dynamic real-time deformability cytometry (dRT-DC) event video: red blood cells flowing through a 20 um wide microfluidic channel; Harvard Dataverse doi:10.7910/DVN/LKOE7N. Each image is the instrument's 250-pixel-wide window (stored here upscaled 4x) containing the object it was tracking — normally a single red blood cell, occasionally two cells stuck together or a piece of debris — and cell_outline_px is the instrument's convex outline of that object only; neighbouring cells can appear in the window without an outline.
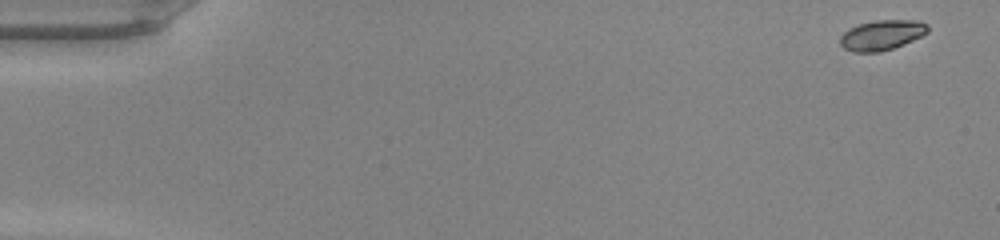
{"species": "common noctule bat (a hibernating species)", "species_latin": "Nyctalus noctula", "temperature_condition": "warm", "stored_images_in_passage": 48, "camera_frame_rate_fps": 3000, "um_per_image_px": 0.085, "animal": {"sex": "male", "body_mass_g": 20.0, "forearm_length_mm": 53.3}, "frame": {"image": 1, "passage_image": 1, "time_ms": 0.0, "image_size_px": [1000, 240], "cell_outline_px": [[928, 32], [904, 44], [880, 52], [852, 52], [844, 48], [840, 44], [840, 36], [848, 28], [860, 24], [876, 20], [920, 20], [928, 24]], "centroid_in_image_um": [74.95, 2.97], "position_along_channel_um": 10.1, "area_um2": 15.37}}
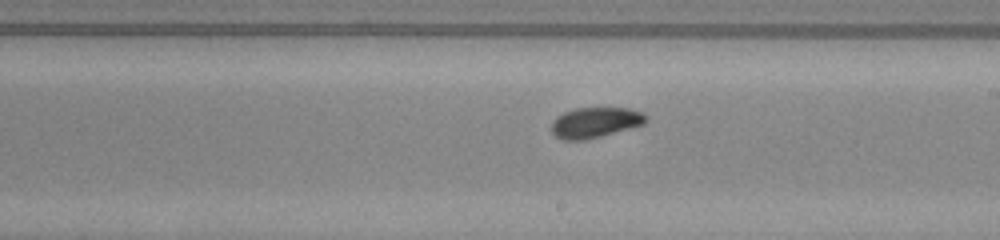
{"frame": {"image": 2, "passage_image": 28, "time_ms": 9.0, "image_size_px": [1000, 240], "cell_outline_px": [[648, 120], [644, 124], [600, 136], [584, 140], [560, 140], [552, 132], [552, 120], [556, 116], [564, 112], [576, 108], [628, 108], [640, 112], [648, 116]], "centroid_in_image_um": [50.57, 10.41], "position_along_channel_um": 238.4, "area_um2": 16.7}}
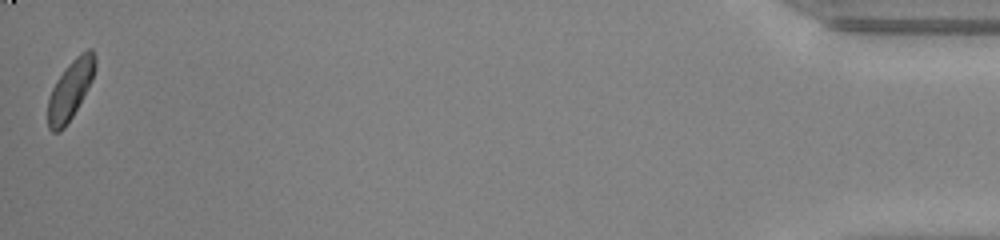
{"frame": {"image": 3, "passage_image": 48, "time_ms": 15.667, "image_size_px": [1000, 240], "cell_outline_px": [[96, 68], [92, 80], [72, 116], [64, 128], [60, 132], [52, 132], [48, 128], [48, 100], [52, 88], [56, 80], [64, 68], [80, 52], [88, 48], [92, 48], [96, 56]], "centroid_in_image_um": [5.99, 7.59], "position_along_channel_um": 429.2, "area_um2": 16.36}, "authors_computed_cell_mechanics": {"area_um2": 16.4441, "velocity_mm_per_s": 4.2256, "shape_relaxation_time_tau1_ms": 2.2987, "shape_relaxation_time_tau2_ms": 3.4289, "deformation_change_tau1": 0.0852, "deformation_change_tau2": 0.0655}}